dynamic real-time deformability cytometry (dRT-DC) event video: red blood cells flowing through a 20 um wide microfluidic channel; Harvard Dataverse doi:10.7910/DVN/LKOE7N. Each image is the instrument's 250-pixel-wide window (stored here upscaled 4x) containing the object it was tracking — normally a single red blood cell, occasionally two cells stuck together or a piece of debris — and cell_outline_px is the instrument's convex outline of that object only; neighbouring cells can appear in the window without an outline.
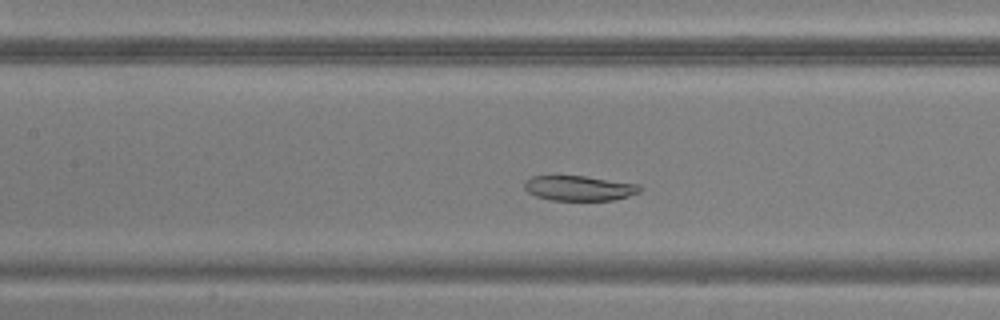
{"species": "common noctule bat (a hibernating species)", "species_latin": "Nyctalus noctula", "temperature_condition": "warm", "stored_images_in_passage": 23, "camera_frame_rate_fps": 3000, "um_per_image_px": 0.085, "animal": {"sex": "male", "body_mass_g": 20.5, "forearm_length_mm": 52.5}, "frame": {"image": 1, "passage_image": 15, "time_ms": 4.667, "image_size_px": [1000, 320], "cell_outline_px": [[644, 188], [640, 192], [628, 196], [612, 200], [552, 200], [536, 196], [528, 192], [524, 188], [524, 184], [532, 176], [584, 176], [640, 184]], "centroid_in_image_um": [49.28, 15.99], "position_along_channel_um": 158.1, "area_um2": 16.76}}
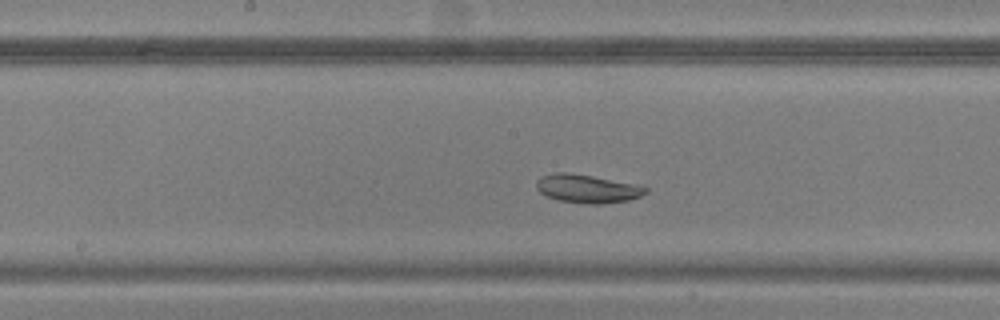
{"frame": {"image": 2, "passage_image": 18, "time_ms": 5.667, "image_size_px": [1000, 320], "cell_outline_px": [[648, 192], [640, 196], [628, 200], [600, 204], [584, 204], [556, 200], [544, 196], [536, 188], [536, 180], [544, 176], [556, 172], [568, 172], [640, 184], [648, 188]], "centroid_in_image_um": [49.92, 16.04], "position_along_channel_um": 198.3, "area_um2": 18.32}}
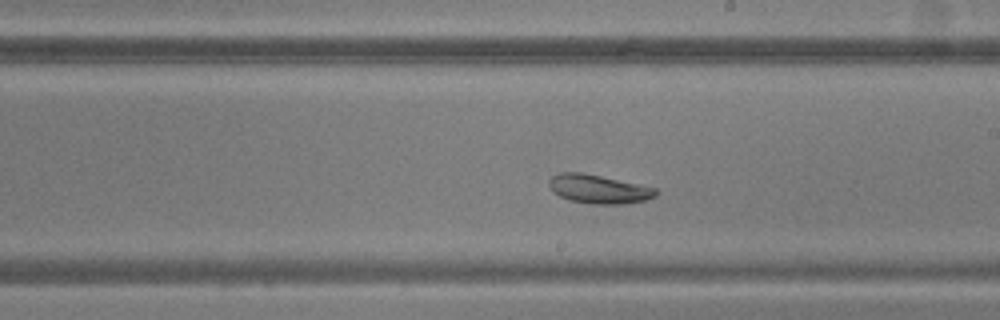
{"frame": {"image": 3, "passage_image": 21, "time_ms": 6.667, "image_size_px": [1000, 320], "cell_outline_px": [[660, 192], [656, 196], [644, 200], [624, 204], [592, 204], [568, 200], [560, 196], [548, 184], [548, 180], [552, 176], [560, 172], [580, 172], [600, 176], [656, 188]], "centroid_in_image_um": [50.89, 16.07], "position_along_channel_um": 238.1, "area_um2": 17.74}}